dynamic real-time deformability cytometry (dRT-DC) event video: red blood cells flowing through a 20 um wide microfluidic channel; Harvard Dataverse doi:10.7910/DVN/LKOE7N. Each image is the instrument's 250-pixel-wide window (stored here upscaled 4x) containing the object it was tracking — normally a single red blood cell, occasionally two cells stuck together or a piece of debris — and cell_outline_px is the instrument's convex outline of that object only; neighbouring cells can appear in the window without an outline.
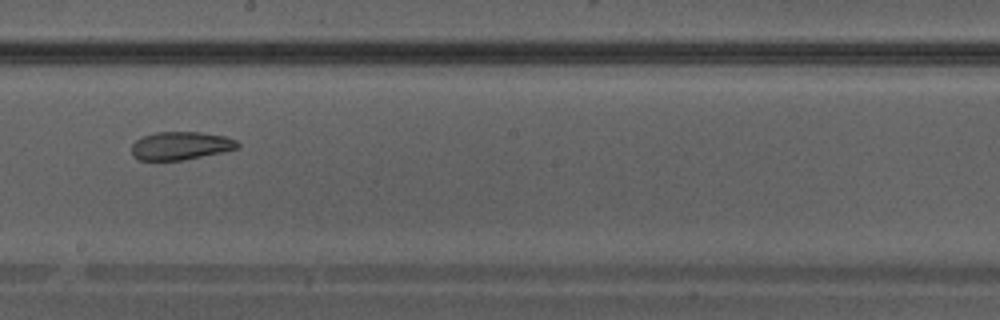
{"species": "Egyptian fruit bat (a non-hibernating species)", "species_latin": "Rousettus aegyptiacus", "temperature_condition": "warm", "stored_images_in_passage": 24, "camera_frame_rate_fps": 3000, "um_per_image_px": 0.085, "animal": {"sex": "male"}, "frame": {"image": 1, "passage_image": 11, "time_ms": 3.333, "image_size_px": [1000, 320], "cell_outline_px": [[240, 148], [184, 160], [140, 160], [132, 156], [132, 144], [136, 140], [144, 136], [156, 132], [200, 132], [224, 136], [236, 140], [240, 144]], "centroid_in_image_um": [15.36, 12.39], "position_along_channel_um": 232.8, "area_um2": 17.34}}